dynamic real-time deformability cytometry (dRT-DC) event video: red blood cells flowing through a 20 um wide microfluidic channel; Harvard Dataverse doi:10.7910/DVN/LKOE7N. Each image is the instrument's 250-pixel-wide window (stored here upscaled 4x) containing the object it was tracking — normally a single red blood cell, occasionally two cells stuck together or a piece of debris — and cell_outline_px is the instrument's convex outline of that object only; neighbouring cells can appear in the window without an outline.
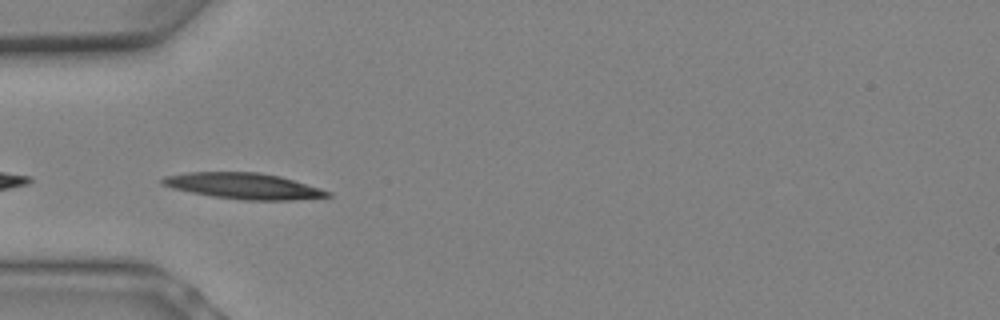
{"species": "Egyptian fruit bat (a non-hibernating species)", "species_latin": "Rousettus aegyptiacus", "temperature_condition": "warm", "stored_images_in_passage": 7, "camera_frame_rate_fps": 3000, "um_per_image_px": 0.085, "animal": {"sex": "female"}, "frame": {"image": 1, "passage_image": 6, "time_ms": 1.667, "image_size_px": [1000, 320], "cell_outline_px": [[332, 196], [292, 200], [244, 200], [212, 196], [172, 188], [160, 184], [160, 180], [164, 176], [188, 172], [260, 172], [280, 176], [320, 188], [332, 192]], "centroid_in_image_um": [20.7, 15.8], "position_along_channel_um": 64.3, "area_um2": 24.97}}